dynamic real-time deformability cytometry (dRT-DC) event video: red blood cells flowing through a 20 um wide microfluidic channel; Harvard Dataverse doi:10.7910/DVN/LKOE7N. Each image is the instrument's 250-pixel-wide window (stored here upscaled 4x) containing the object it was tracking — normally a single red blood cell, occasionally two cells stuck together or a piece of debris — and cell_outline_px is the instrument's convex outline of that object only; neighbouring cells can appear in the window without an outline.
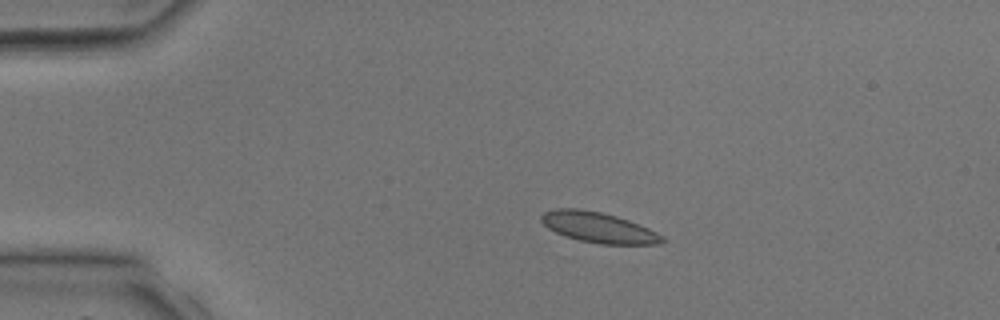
{"species": "common noctule bat (a hibernating species)", "species_latin": "Nyctalus noctula", "temperature_condition": "room temperature", "stored_images_in_passage": 4, "camera_frame_rate_fps": 3000, "um_per_image_px": 0.085, "animal": {"sex": "male", "body_mass_g": 17.9, "forearm_length_mm": 54.2}, "frame": {"image": 1, "passage_image": 3, "time_ms": 2.333, "image_size_px": [1000, 320], "cell_outline_px": [[668, 240], [664, 244], [600, 244], [580, 240], [564, 236], [548, 228], [540, 220], [540, 216], [544, 212], [556, 208], [580, 208], [600, 212], [616, 216], [640, 224], [664, 236]], "centroid_in_image_um": [50.9, 19.34], "position_along_channel_um": 34.1, "area_um2": 21.62}}